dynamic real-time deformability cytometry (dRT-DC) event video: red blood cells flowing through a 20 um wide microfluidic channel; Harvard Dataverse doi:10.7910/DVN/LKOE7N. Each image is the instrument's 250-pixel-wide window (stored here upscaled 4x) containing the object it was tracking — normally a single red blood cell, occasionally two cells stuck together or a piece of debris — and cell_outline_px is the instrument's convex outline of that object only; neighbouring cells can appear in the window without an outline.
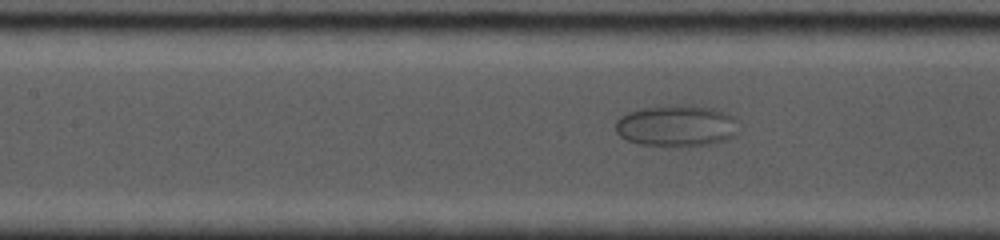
{"species": "common noctule bat (a hibernating species)", "species_latin": "Nyctalus noctula", "temperature_condition": "cold", "stored_images_in_passage": 61, "camera_frame_rate_fps": 5000, "um_per_image_px": 0.085, "animal": {"sex": "female", "body_mass_g": 19.0, "forearm_length_mm": 53.3}, "frame": {"image": 1, "passage_image": 23, "time_ms": 7.4, "image_size_px": [1000, 240], "cell_outline_px": [[736, 136], [712, 144], [640, 144], [628, 140], [620, 136], [616, 132], [616, 120], [620, 116], [628, 112], [644, 108], [676, 104], [692, 104], [712, 108], [728, 112], [736, 116]], "centroid_in_image_um": [57.54, 10.64], "position_along_channel_um": 149.9, "area_um2": 29.48}}
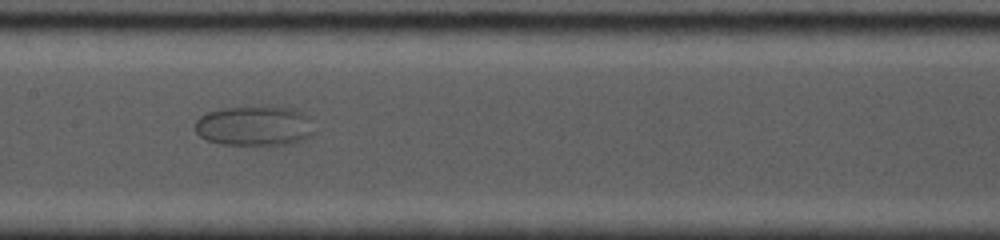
{"frame": {"image": 2, "passage_image": 28, "time_ms": 8.4, "image_size_px": [1000, 240], "cell_outline_px": [[312, 136], [304, 140], [288, 144], [220, 144], [208, 140], [200, 136], [196, 132], [196, 120], [200, 116], [208, 112], [224, 108], [292, 108], [308, 116], [312, 132]], "centroid_in_image_um": [21.61, 10.72], "position_along_channel_um": 185.8, "area_um2": 26.99}}
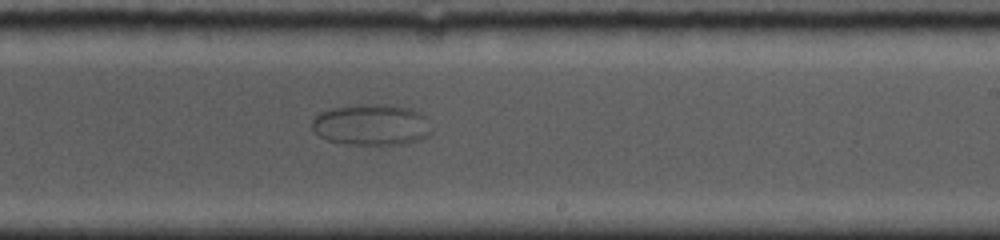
{"frame": {"image": 3, "passage_image": 40, "time_ms": 10.4, "image_size_px": [1000, 240], "cell_outline_px": [[432, 132], [428, 136], [420, 140], [400, 144], [344, 144], [328, 140], [320, 136], [312, 128], [312, 120], [320, 112], [332, 108], [360, 104], [388, 104], [412, 108], [424, 116]], "centroid_in_image_um": [31.57, 10.6], "position_along_channel_um": 257.4, "area_um2": 28.67}}